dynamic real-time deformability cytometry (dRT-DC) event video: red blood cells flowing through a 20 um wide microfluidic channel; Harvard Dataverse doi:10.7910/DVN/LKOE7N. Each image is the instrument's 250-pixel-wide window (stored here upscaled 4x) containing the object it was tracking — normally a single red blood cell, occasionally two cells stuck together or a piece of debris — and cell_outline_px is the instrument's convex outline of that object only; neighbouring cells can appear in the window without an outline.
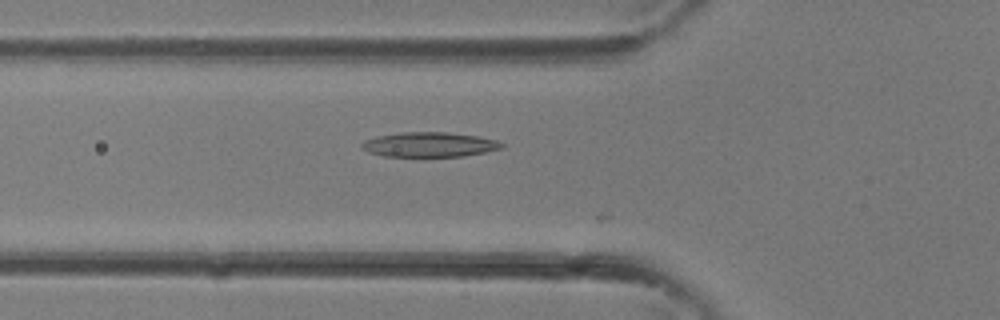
{"species": "common noctule bat (a hibernating species)", "species_latin": "Nyctalus noctula", "temperature_condition": "room temperature", "stored_images_in_passage": 17, "camera_frame_rate_fps": 3000, "um_per_image_px": 0.085, "animal": {"sex": "female"}, "frame": {"image": 1, "passage_image": 13, "time_ms": 4.0, "image_size_px": [1000, 320], "cell_outline_px": [[504, 148], [464, 156], [384, 156], [368, 152], [360, 148], [360, 144], [364, 140], [376, 136], [404, 132], [448, 132], [476, 136], [496, 140], [504, 144]], "centroid_in_image_um": [36.47, 12.28], "position_along_channel_um": 89.3, "area_um2": 20.17}}
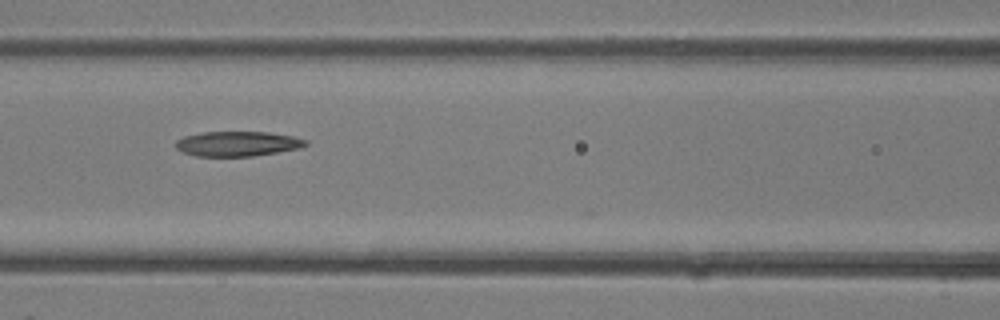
{"frame": {"image": 2, "passage_image": 16, "time_ms": 5.0, "image_size_px": [1000, 320], "cell_outline_px": [[308, 144], [300, 148], [252, 156], [196, 156], [184, 152], [176, 148], [176, 140], [184, 136], [204, 132], [268, 132], [292, 136], [308, 140]], "centroid_in_image_um": [20.2, 12.21], "position_along_channel_um": 146.4, "area_um2": 18.73}}